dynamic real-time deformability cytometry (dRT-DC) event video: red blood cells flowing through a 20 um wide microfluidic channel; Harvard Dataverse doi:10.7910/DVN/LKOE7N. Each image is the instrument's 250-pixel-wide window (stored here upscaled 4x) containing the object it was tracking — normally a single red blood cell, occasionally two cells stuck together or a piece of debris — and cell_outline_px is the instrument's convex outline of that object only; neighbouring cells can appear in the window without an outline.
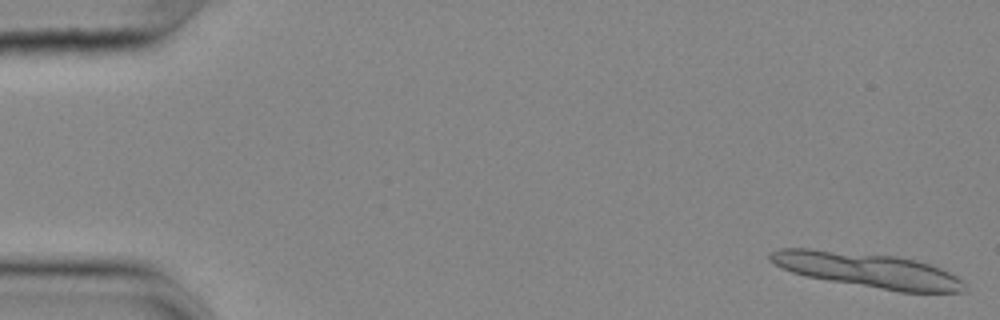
{"species": "common noctule bat (a hibernating species)", "species_latin": "Nyctalus noctula", "temperature_condition": "cold", "stored_images_in_passage": 14, "camera_frame_rate_fps": 3000, "um_per_image_px": 0.085, "animal": {"sex": "female", "body_mass_g": 25.1}, "frame": {"image": 1, "passage_image": 1, "time_ms": 0.0, "image_size_px": [1000, 320], "cell_outline_px": [[968, 292], [900, 292], [828, 280], [808, 276], [792, 272], [780, 268], [768, 260], [768, 256], [772, 252], [780, 248], [808, 248], [896, 256], [916, 260], [940, 268], [956, 276], [964, 284]], "centroid_in_image_um": [73.73, 22.96], "position_along_channel_um": 11.3, "area_um2": 39.19}}